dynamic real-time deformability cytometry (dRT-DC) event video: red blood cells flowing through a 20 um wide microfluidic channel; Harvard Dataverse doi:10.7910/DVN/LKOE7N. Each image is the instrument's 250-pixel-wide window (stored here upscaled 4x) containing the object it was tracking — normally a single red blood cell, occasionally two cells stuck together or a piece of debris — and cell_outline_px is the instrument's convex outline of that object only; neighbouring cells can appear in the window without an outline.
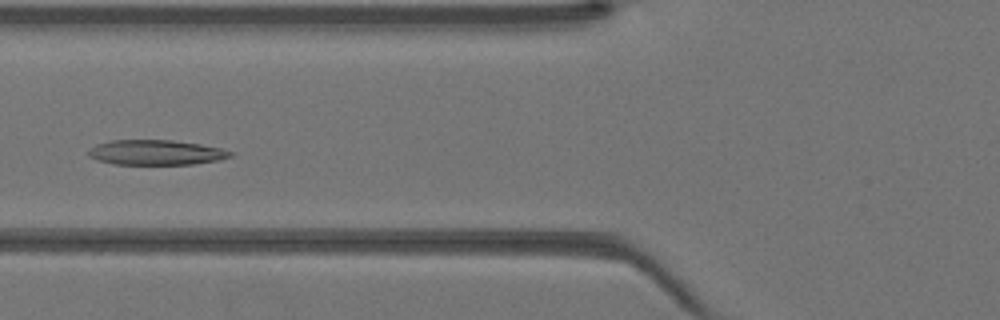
{"species": "Egyptian fruit bat (a non-hibernating species)", "species_latin": "Rousettus aegyptiacus", "temperature_condition": "warm", "stored_images_in_passage": 33, "camera_frame_rate_fps": 3000, "um_per_image_px": 0.085, "animal": {"sex": "female"}, "frame": {"image": 1, "passage_image": 7, "time_ms": 2.0, "image_size_px": [1000, 320], "cell_outline_px": [[236, 152], [232, 156], [220, 160], [192, 164], [112, 164], [96, 160], [88, 156], [88, 148], [96, 144], [112, 140], [172, 140], [200, 144], [220, 148]], "centroid_in_image_um": [13.25, 12.96], "position_along_channel_um": 112.6, "area_um2": 20.87}}
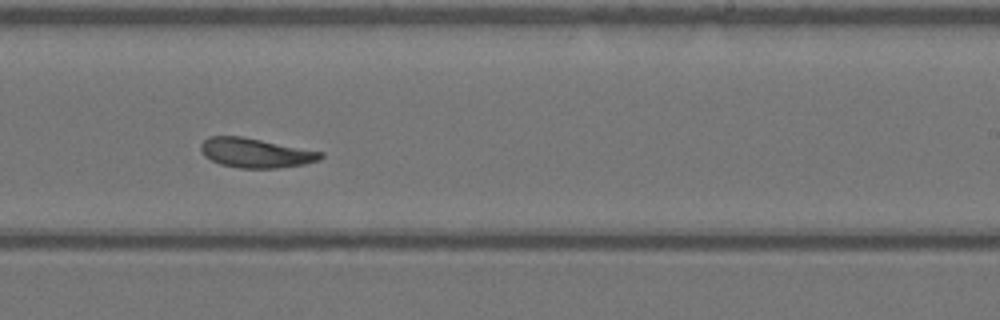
{"frame": {"image": 2, "passage_image": 17, "time_ms": 5.333, "image_size_px": [1000, 320], "cell_outline_px": [[324, 156], [320, 160], [304, 164], [276, 168], [240, 168], [220, 164], [204, 156], [200, 152], [200, 144], [208, 136], [244, 136], [324, 152]], "centroid_in_image_um": [21.72, 12.98], "position_along_channel_um": 267.3, "area_um2": 20.81}}
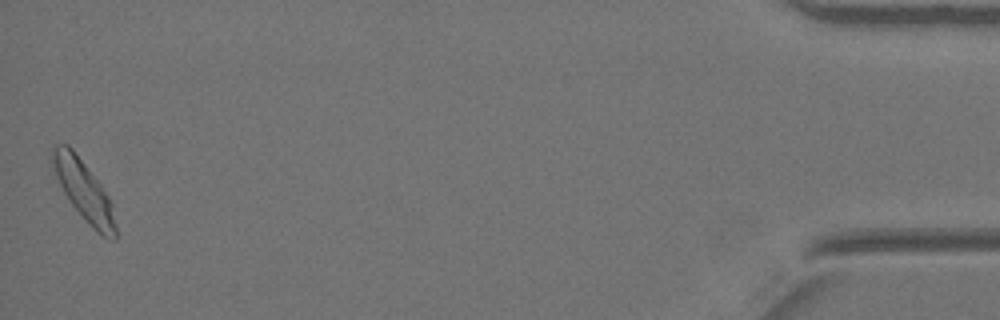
{"frame": {"image": 3, "passage_image": 33, "time_ms": 10.667, "image_size_px": [1000, 320], "cell_outline_px": [[120, 236], [116, 240], [112, 240], [100, 236], [88, 224], [68, 200], [48, 164], [48, 156], [52, 148], [56, 144], [68, 144], [72, 148], [100, 184], [108, 196], [112, 204]], "centroid_in_image_um": [7.1, 16.23], "position_along_channel_um": 428.1, "area_um2": 22.95}}